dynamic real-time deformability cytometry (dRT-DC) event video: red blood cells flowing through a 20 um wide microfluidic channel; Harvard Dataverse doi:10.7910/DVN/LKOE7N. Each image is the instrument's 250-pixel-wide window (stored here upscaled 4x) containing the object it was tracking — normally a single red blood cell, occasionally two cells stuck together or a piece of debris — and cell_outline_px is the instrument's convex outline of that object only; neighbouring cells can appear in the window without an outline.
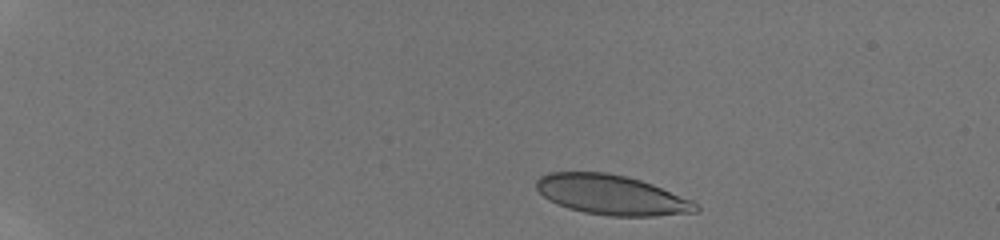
{"species": "human", "species_latin": "Homo sapiens", "temperature_condition": "room temperature", "stored_images_in_passage": 7, "camera_frame_rate_fps": 3000, "um_per_image_px": 0.085, "donor": {"sex": "male"}, "frame": {"image": 1, "passage_image": 3, "time_ms": 0.667, "image_size_px": [1000, 240], "cell_outline_px": [[700, 208], [696, 212], [652, 216], [608, 216], [584, 212], [568, 208], [548, 200], [536, 188], [536, 180], [540, 176], [548, 172], [608, 172], [640, 180], [652, 184], [692, 200]], "centroid_in_image_um": [51.96, 16.56], "position_along_channel_um": 33.0, "area_um2": 36.93}}